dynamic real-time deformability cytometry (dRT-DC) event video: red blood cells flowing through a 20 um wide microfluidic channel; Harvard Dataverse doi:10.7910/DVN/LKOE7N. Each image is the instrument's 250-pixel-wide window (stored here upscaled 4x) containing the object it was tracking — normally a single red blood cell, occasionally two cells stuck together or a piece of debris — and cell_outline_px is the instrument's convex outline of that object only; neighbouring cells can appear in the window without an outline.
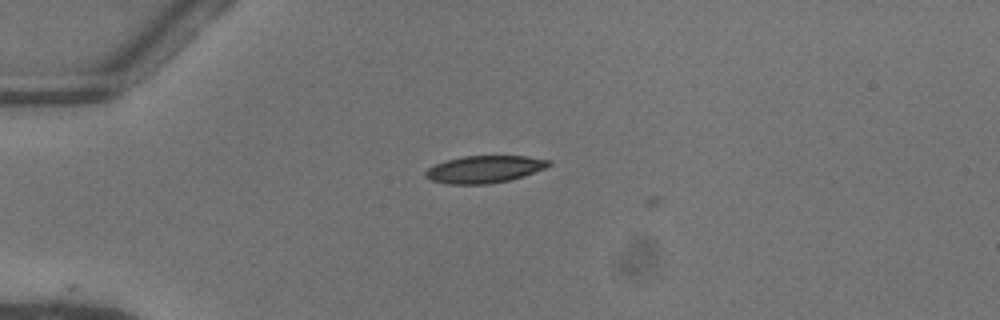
{"species": "common noctule bat (a hibernating species)", "species_latin": "Nyctalus noctula", "temperature_condition": "warm", "stored_images_in_passage": 4, "camera_frame_rate_fps": 3000, "um_per_image_px": 0.085, "animal": {"sex": "female"}, "frame": {"image": 1, "passage_image": 3, "time_ms": 0.667, "image_size_px": [1000, 320], "cell_outline_px": [[552, 164], [544, 168], [524, 176], [512, 180], [488, 184], [448, 184], [428, 180], [424, 176], [424, 172], [428, 168], [436, 164], [448, 160], [464, 156], [524, 156], [552, 160]], "centroid_in_image_um": [41.17, 14.4], "position_along_channel_um": 43.8, "area_um2": 19.65}}